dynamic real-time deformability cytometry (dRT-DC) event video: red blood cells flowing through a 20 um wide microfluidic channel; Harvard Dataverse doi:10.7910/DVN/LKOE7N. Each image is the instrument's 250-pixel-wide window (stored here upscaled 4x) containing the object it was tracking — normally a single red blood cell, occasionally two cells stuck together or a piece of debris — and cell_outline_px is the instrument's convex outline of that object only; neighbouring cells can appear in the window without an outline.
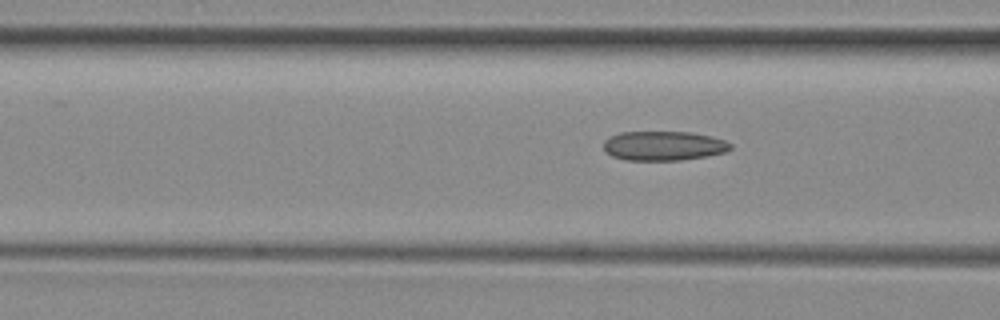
{"species": "common noctule bat (a hibernating species)", "species_latin": "Nyctalus noctula", "temperature_condition": "room temperature", "stored_images_in_passage": 4, "segment_of_instrument_passage": [2, 2], "camera_frame_rate_fps": 3000, "um_per_image_px": 0.085, "animal": {"sex": "female", "body_mass_g": 29.2, "forearm_length_mm": 56.3}, "frame": {"image": 1, "passage_image": 4, "time_ms": 5.0, "image_size_px": [1000, 320], "cell_outline_px": [[732, 148], [724, 152], [708, 156], [680, 160], [624, 160], [612, 156], [604, 152], [604, 140], [620, 132], [688, 132], [712, 136], [724, 140], [732, 144]], "centroid_in_image_um": [56.4, 12.4], "position_along_channel_um": 110.2, "area_um2": 21.79}}